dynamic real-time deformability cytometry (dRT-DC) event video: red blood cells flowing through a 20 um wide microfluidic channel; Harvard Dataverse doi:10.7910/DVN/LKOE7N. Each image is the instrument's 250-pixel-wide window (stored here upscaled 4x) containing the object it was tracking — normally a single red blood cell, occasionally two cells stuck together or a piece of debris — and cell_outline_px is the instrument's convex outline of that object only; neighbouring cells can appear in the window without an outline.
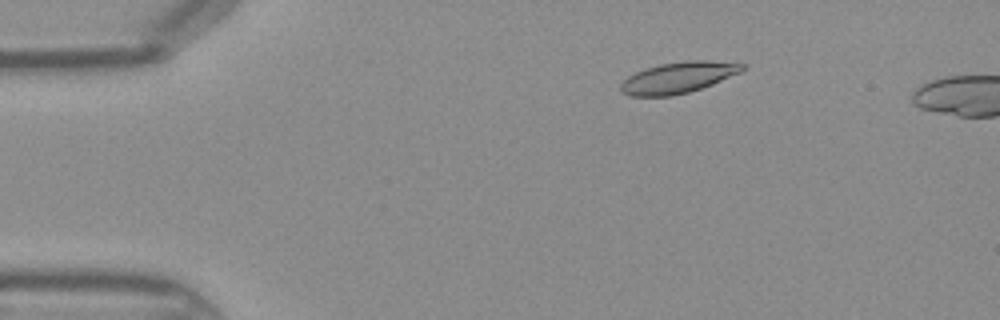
{"species": "Egyptian fruit bat (a non-hibernating species)", "species_latin": "Rousettus aegyptiacus", "temperature_condition": "warm", "stored_images_in_passage": 38, "camera_frame_rate_fps": 3000, "um_per_image_px": 0.085, "frame": {"image": 1, "passage_image": 3, "time_ms": 0.667, "image_size_px": [1000, 320], "cell_outline_px": [[744, 68], [740, 72], [712, 84], [688, 92], [672, 96], [628, 96], [620, 92], [620, 84], [628, 76], [636, 72], [660, 64], [684, 60], [708, 60], [744, 64]], "centroid_in_image_um": [57.6, 6.6], "position_along_channel_um": 27.4, "area_um2": 21.91}}
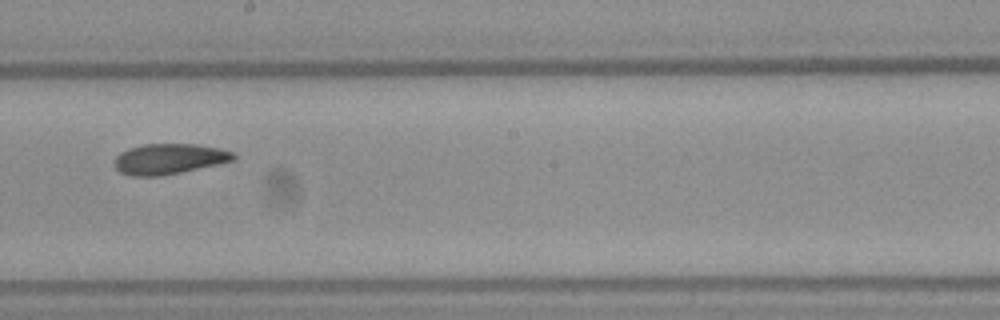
{"frame": {"image": 2, "passage_image": 21, "time_ms": 6.667, "image_size_px": [1000, 320], "cell_outline_px": [[236, 156], [232, 160], [216, 164], [180, 172], [160, 176], [132, 176], [120, 172], [116, 168], [116, 156], [120, 152], [128, 148], [144, 144], [196, 144], [220, 148], [232, 152]], "centroid_in_image_um": [14.34, 13.5], "position_along_channel_um": 233.9, "area_um2": 20.87}}
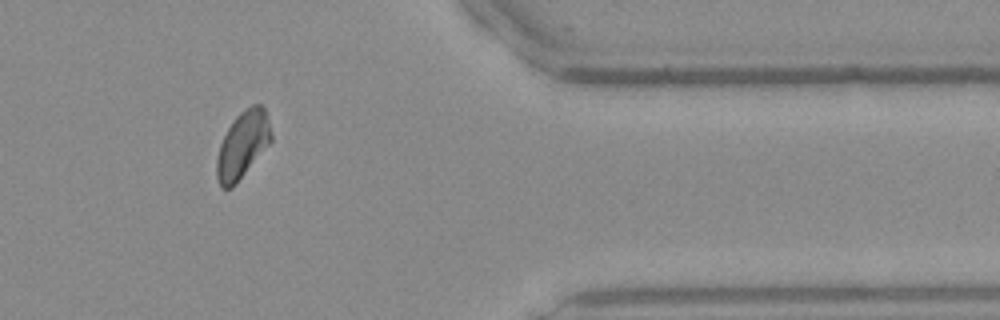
{"frame": {"image": 3, "passage_image": 33, "time_ms": 10.667, "image_size_px": [1000, 320], "cell_outline_px": [[272, 140], [236, 184], [232, 188], [224, 188], [220, 184], [216, 176], [216, 160], [220, 144], [228, 128], [236, 116], [240, 112], [252, 104], [260, 104], [264, 108], [268, 120], [272, 136]], "centroid_in_image_um": [20.61, 12.31], "position_along_channel_um": 390.8, "area_um2": 20.92}}